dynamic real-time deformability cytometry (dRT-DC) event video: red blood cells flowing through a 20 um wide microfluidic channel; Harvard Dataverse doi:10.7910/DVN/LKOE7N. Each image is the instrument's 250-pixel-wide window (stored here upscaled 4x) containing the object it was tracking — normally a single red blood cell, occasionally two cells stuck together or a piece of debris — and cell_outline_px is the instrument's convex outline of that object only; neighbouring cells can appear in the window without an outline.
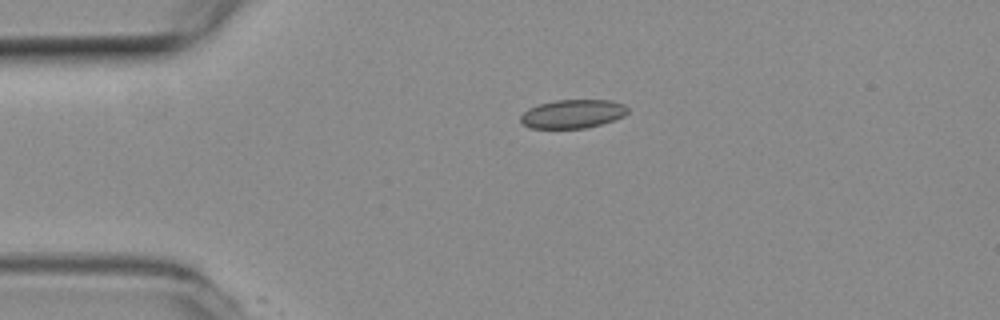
{"species": "common noctule bat (a hibernating species)", "species_latin": "Nyctalus noctula", "temperature_condition": "room temperature", "stored_images_in_passage": 2, "camera_frame_rate_fps": 3000, "um_per_image_px": 0.085, "animal": {"sex": "female", "body_mass_g": 19.3, "forearm_length_mm": 54.1}, "frame": {"image": 1, "passage_image": 1, "time_ms": 0.0, "image_size_px": [1000, 320], "cell_outline_px": [[628, 112], [624, 116], [588, 128], [532, 128], [524, 124], [520, 120], [520, 116], [528, 108], [540, 104], [556, 100], [612, 100], [624, 104], [628, 108]], "centroid_in_image_um": [48.69, 9.67], "position_along_channel_um": 36.3, "area_um2": 17.8}}